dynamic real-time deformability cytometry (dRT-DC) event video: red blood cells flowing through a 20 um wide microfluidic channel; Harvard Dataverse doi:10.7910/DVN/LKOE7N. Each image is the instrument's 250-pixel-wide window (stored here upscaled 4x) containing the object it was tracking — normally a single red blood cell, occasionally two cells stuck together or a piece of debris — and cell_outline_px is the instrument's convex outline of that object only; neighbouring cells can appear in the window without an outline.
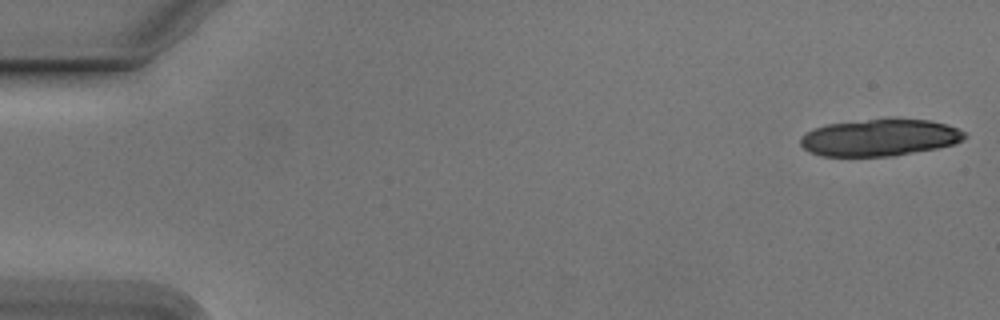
{"species": "Egyptian fruit bat (a non-hibernating species)", "species_latin": "Rousettus aegyptiacus", "temperature_condition": "cold", "stored_images_in_passage": 14, "camera_frame_rate_fps": 3000, "um_per_image_px": 0.085, "animal": {"sex": "male"}, "frame": {"image": 1, "passage_image": 1, "time_ms": 0.0, "image_size_px": [1000, 320], "cell_outline_px": [[968, 136], [964, 140], [952, 144], [936, 148], [892, 156], [820, 156], [808, 152], [800, 144], [800, 136], [816, 128], [828, 124], [868, 120], [928, 120], [948, 124], [964, 132]], "centroid_in_image_um": [74.76, 11.72], "position_along_channel_um": 10.2, "area_um2": 34.8}}